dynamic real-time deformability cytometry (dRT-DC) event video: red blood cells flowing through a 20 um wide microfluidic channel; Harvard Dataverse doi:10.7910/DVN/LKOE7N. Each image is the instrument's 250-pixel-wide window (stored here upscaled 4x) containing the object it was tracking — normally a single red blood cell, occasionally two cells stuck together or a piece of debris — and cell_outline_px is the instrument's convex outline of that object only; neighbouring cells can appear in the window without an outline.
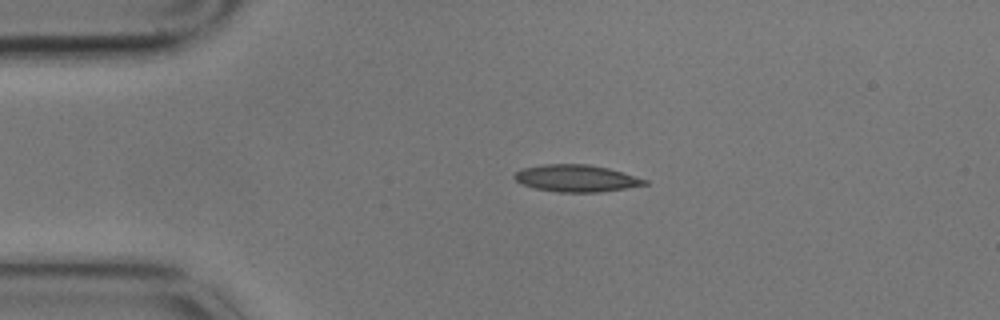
{"species": "common noctule bat (a hibernating species)", "species_latin": "Nyctalus noctula", "temperature_condition": "cold", "stored_images_in_passage": 2, "camera_frame_rate_fps": 3000, "um_per_image_px": 0.085, "animal": {"sex": "male", "body_mass_g": 17.9}, "frame": {"image": 1, "passage_image": 1, "time_ms": 0.0, "image_size_px": [1000, 320], "cell_outline_px": [[648, 184], [624, 188], [596, 192], [560, 192], [536, 188], [524, 184], [516, 180], [512, 176], [516, 172], [524, 168], [544, 164], [588, 164], [608, 168], [648, 180]], "centroid_in_image_um": [48.98, 15.14], "position_along_channel_um": 36.0, "area_um2": 20.11}}